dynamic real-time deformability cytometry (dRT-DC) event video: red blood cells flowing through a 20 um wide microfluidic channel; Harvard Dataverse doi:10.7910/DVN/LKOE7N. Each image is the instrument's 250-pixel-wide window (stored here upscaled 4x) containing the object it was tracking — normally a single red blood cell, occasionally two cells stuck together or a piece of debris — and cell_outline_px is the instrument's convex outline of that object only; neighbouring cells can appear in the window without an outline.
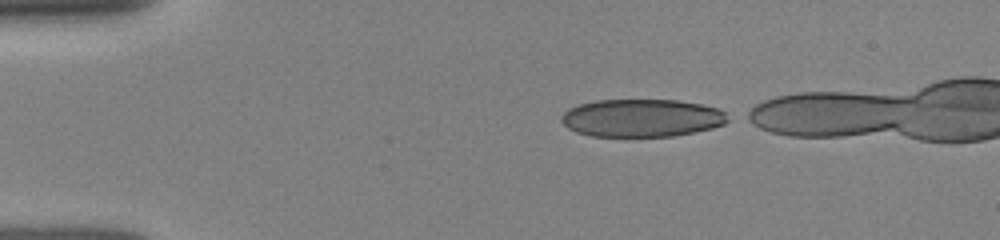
{"species": "human", "species_latin": "Homo sapiens", "temperature_condition": "room temperature", "stored_images_in_passage": 14, "camera_frame_rate_fps": 3000, "um_per_image_px": 0.085, "donor": {"sex": "female"}, "frame": {"image": 1, "passage_image": 1, "time_ms": 0.0, "image_size_px": [1000, 240], "cell_outline_px": [[732, 120], [724, 124], [712, 128], [672, 136], [592, 136], [576, 132], [568, 128], [560, 120], [560, 116], [568, 108], [580, 104], [596, 100], [676, 100], [700, 104], [720, 108]], "centroid_in_image_um": [54.55, 10.02], "position_along_channel_um": 30.4, "area_um2": 36.76}}